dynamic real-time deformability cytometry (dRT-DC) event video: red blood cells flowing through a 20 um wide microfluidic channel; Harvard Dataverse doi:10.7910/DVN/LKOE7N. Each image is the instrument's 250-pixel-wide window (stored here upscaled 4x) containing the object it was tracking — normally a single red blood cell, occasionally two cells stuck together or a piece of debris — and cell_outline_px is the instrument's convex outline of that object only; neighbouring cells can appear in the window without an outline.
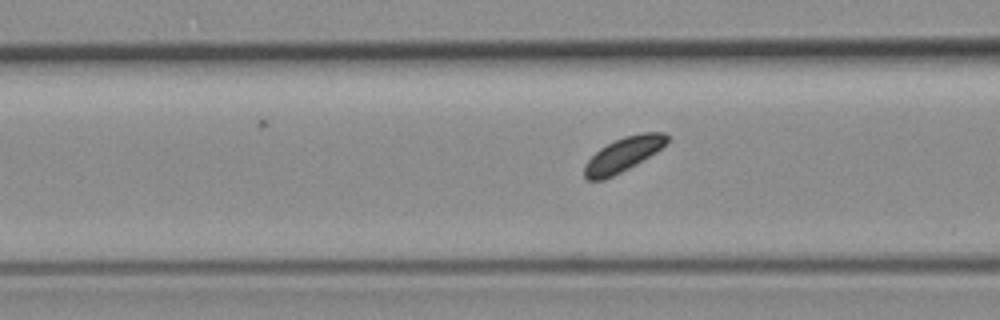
{"species": "common noctule bat (a hibernating species)", "species_latin": "Nyctalus noctula", "temperature_condition": "room temperature", "stored_images_in_passage": 15, "camera_frame_rate_fps": 3000, "um_per_image_px": 0.085, "animal": {"sex": "female", "body_mass_g": 19.3, "forearm_length_mm": 54.1}, "frame": {"image": 1, "passage_image": 14, "time_ms": 4.333, "image_size_px": [1000, 320], "cell_outline_px": [[668, 140], [656, 152], [636, 164], [604, 180], [588, 180], [584, 176], [584, 164], [600, 148], [624, 136], [644, 132], [664, 132], [668, 136]], "centroid_in_image_um": [52.96, 13.13], "position_along_channel_um": 113.6, "area_um2": 16.24}}